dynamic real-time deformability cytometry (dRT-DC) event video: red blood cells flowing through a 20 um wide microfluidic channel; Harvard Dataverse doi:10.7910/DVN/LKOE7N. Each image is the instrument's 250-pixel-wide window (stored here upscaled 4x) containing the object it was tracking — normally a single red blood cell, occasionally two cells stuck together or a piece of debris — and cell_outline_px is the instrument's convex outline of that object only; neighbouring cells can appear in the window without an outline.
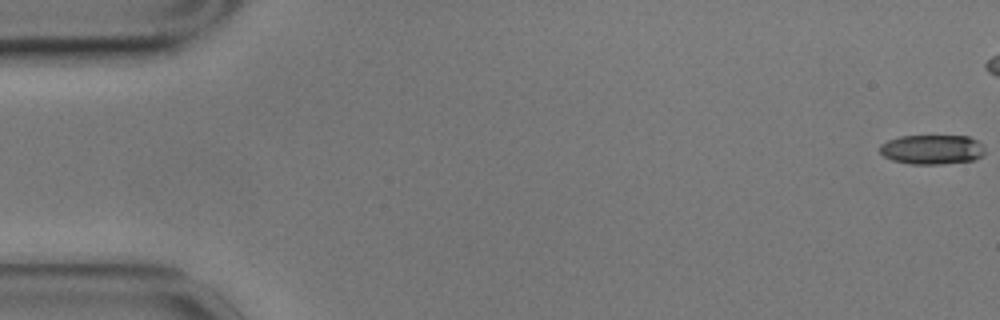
{"species": "common noctule bat (a hibernating species)", "species_latin": "Nyctalus noctula", "temperature_condition": "cold", "stored_images_in_passage": 8, "camera_frame_rate_fps": 3000, "um_per_image_px": 0.085, "animal": {"sex": "male", "body_mass_g": 17.9}, "frame": {"image": 1, "passage_image": 1, "time_ms": 0.0, "image_size_px": [1000, 320], "cell_outline_px": [[984, 152], [976, 160], [940, 164], [908, 164], [892, 160], [884, 156], [880, 152], [880, 144], [888, 140], [900, 136], [968, 136], [984, 144]], "centroid_in_image_um": [79.22, 12.71], "position_along_channel_um": 5.8, "area_um2": 18.21}}